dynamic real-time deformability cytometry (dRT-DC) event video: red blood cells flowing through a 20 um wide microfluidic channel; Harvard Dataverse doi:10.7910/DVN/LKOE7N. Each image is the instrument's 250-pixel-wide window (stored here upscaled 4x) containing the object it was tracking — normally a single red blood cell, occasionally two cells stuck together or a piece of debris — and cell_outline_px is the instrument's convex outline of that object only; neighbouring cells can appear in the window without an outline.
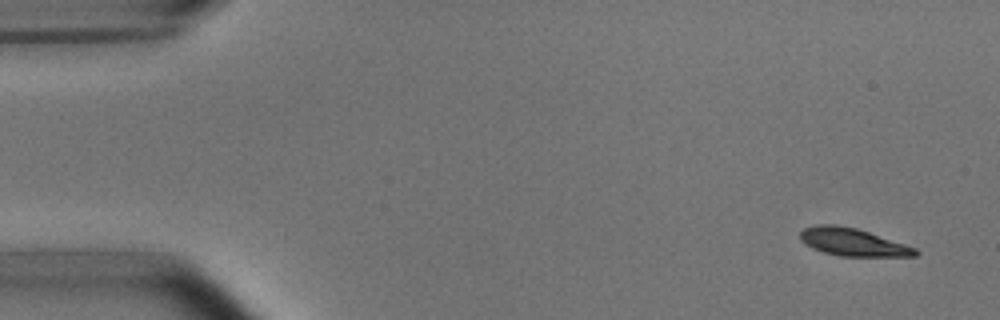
{"species": "common noctule bat (a hibernating species)", "species_latin": "Nyctalus noctula", "temperature_condition": "room temperature", "stored_images_in_passage": 5, "segment_of_instrument_passage": [2, 2], "camera_frame_rate_fps": 3000, "um_per_image_px": 0.085, "animal": {"sex": "male", "body_mass_g": 15.6}, "frame": {"image": 1, "passage_image": 5, "time_ms": 5.667, "image_size_px": [1000, 320], "cell_outline_px": [[920, 252], [916, 256], [840, 256], [824, 252], [812, 248], [804, 244], [800, 240], [800, 232], [804, 228], [816, 224], [836, 224], [856, 228], [916, 248]], "centroid_in_image_um": [72.44, 20.57], "position_along_channel_um": 12.6, "area_um2": 18.5}}